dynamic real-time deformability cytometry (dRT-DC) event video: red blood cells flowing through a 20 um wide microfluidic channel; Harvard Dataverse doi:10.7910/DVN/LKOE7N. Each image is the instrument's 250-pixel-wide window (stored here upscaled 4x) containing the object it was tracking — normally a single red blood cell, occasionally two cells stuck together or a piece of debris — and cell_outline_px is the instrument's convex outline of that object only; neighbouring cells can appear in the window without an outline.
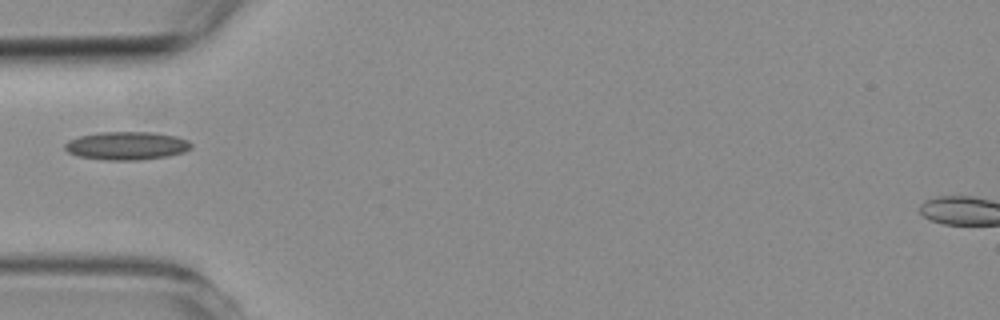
{"species": "common noctule bat (a hibernating species)", "species_latin": "Nyctalus noctula", "temperature_condition": "room temperature", "stored_images_in_passage": 1, "camera_frame_rate_fps": 3000, "um_per_image_px": 0.085, "animal": {"sex": "female", "body_mass_g": 19.3, "forearm_length_mm": 54.1}, "frame": {"image": 1, "passage_image": 1, "time_ms": 0.0, "image_size_px": [1000, 320], "cell_outline_px": [[192, 148], [184, 152], [168, 156], [140, 160], [108, 160], [76, 156], [68, 152], [64, 148], [64, 144], [68, 140], [80, 136], [104, 132], [152, 132], [176, 136], [188, 140], [192, 144]], "centroid_in_image_um": [10.78, 12.39], "position_along_channel_um": 74.2, "area_um2": 20.81}}